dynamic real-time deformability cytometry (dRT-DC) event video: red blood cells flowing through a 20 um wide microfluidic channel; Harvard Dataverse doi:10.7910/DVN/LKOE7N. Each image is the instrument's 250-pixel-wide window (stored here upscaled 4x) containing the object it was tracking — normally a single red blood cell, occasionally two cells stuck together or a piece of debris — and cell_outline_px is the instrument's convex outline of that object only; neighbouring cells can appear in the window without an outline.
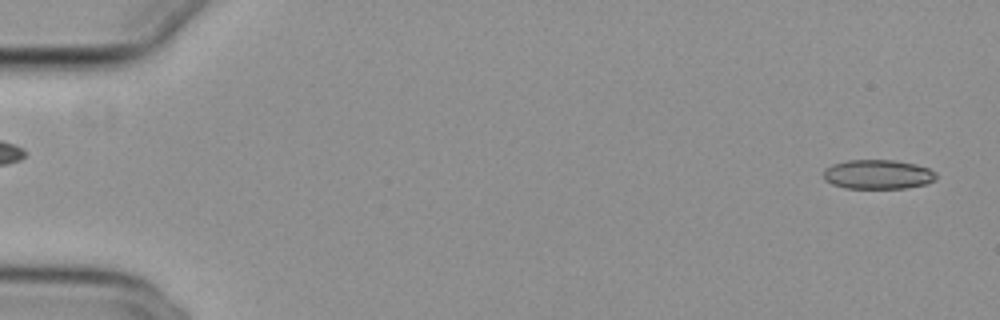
{"species": "common noctule bat (a hibernating species)", "species_latin": "Nyctalus noctula", "temperature_condition": "cold", "stored_images_in_passage": 56, "camera_frame_rate_fps": 3000, "um_per_image_px": 0.085, "animal": {"sex": "female", "body_mass_g": 29.2, "forearm_length_mm": 56.3}, "frame": {"image": 1, "passage_image": 3, "time_ms": 0.667, "image_size_px": [1000, 320], "cell_outline_px": [[936, 180], [924, 184], [904, 188], [844, 188], [832, 184], [824, 180], [824, 172], [832, 164], [848, 160], [896, 160], [916, 164], [928, 168], [936, 172]], "centroid_in_image_um": [74.63, 14.82], "position_along_channel_um": 10.4, "area_um2": 19.25}}
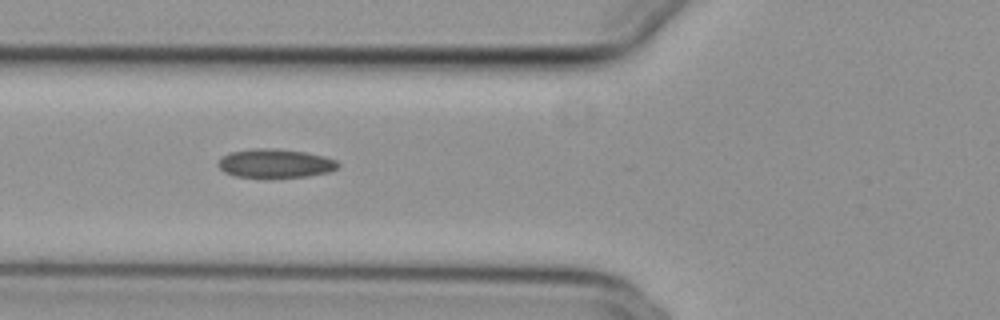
{"frame": {"image": 2, "passage_image": 22, "time_ms": 7.0, "image_size_px": [1000, 320], "cell_outline_px": [[340, 164], [336, 168], [328, 172], [308, 176], [264, 180], [232, 176], [224, 172], [216, 164], [224, 156], [232, 152], [252, 148], [276, 148], [304, 152], [324, 156], [336, 160]], "centroid_in_image_um": [23.36, 13.93], "position_along_channel_um": 102.4, "area_um2": 20.81}}
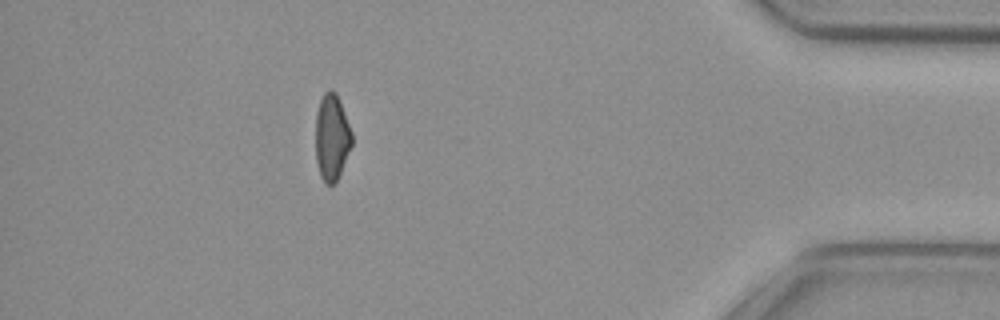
{"frame": {"image": 3, "passage_image": 50, "time_ms": 16.333, "image_size_px": [1000, 320], "cell_outline_px": [[352, 144], [340, 172], [336, 180], [332, 184], [324, 184], [320, 176], [316, 160], [316, 112], [320, 100], [324, 92], [332, 88], [336, 92], [352, 132]], "centroid_in_image_um": [28.19, 11.65], "position_along_channel_um": 407.0, "area_um2": 18.15}, "authors_computed_cell_mechanics": {"area_um2": 19.6231, "velocity_mm_per_s": 3.7746, "shape_relaxation_time_tau1_ms": null, "shape_relaxation_time_tau2_ms": 8.865, "deformation_change_tau1": null, "deformation_change_tau2": 0.1708}}